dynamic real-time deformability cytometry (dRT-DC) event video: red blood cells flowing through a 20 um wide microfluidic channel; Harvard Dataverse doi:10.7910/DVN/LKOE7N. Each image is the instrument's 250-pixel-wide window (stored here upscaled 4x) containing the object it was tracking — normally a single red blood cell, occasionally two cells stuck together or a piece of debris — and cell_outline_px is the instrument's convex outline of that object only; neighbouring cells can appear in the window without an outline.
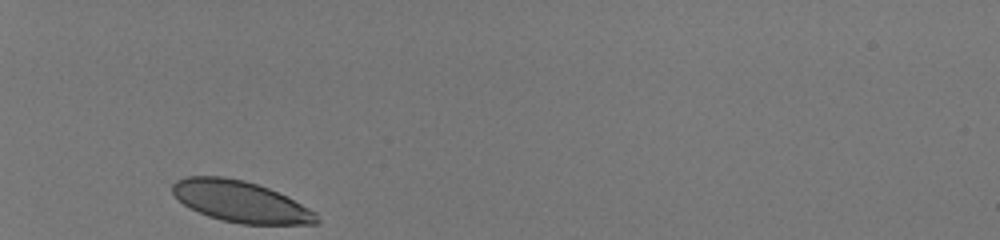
{"species": "human", "species_latin": "Homo sapiens", "temperature_condition": "room temperature", "stored_images_in_passage": 30, "camera_frame_rate_fps": 3000, "um_per_image_px": 0.085, "donor": {"sex": "male"}, "frame": {"image": 1, "passage_image": 1, "time_ms": 0.0, "image_size_px": [1000, 240], "cell_outline_px": [[320, 224], [240, 224], [208, 216], [184, 204], [172, 192], [172, 184], [176, 180], [188, 176], [224, 176], [244, 180], [268, 188], [316, 212], [320, 220]], "centroid_in_image_um": [20.45, 17.13], "position_along_channel_um": 64.5, "area_um2": 34.22}}
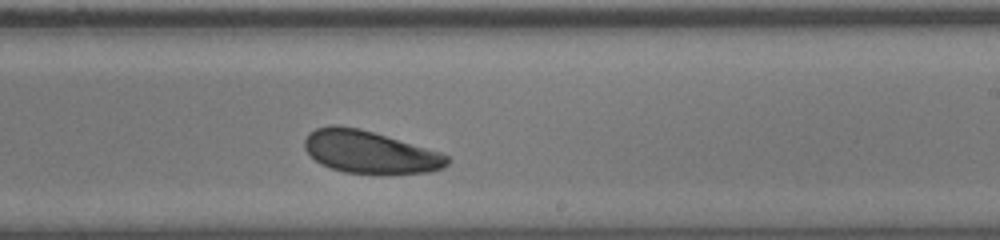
{"frame": {"image": 2, "passage_image": 18, "time_ms": 5.667, "image_size_px": [1000, 240], "cell_outline_px": [[452, 160], [444, 168], [428, 172], [384, 176], [344, 172], [320, 164], [304, 148], [304, 140], [308, 132], [316, 128], [332, 124], [336, 124], [360, 128], [444, 152]], "centroid_in_image_um": [31.49, 12.94], "position_along_channel_um": 257.5, "area_um2": 36.47}}
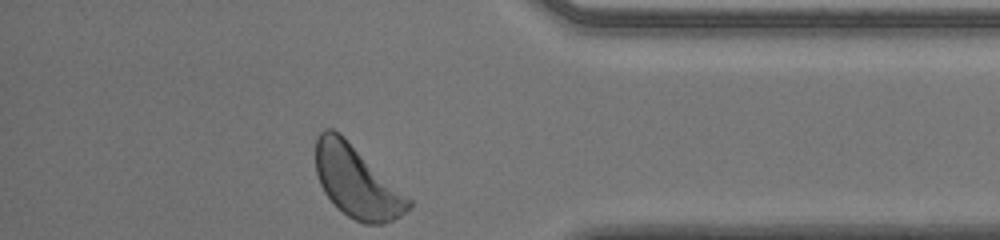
{"frame": {"image": 3, "passage_image": 30, "time_ms": 9.667, "image_size_px": [1000, 240], "cell_outline_px": [[412, 204], [400, 216], [384, 224], [364, 224], [348, 216], [324, 192], [320, 184], [316, 172], [316, 136], [324, 128], [332, 128], [340, 132], [412, 200]], "centroid_in_image_um": [30.31, 15.41], "position_along_channel_um": 404.9, "area_um2": 38.49}, "authors_computed_cell_mechanics": {"area_um2": 36.2695, "velocity_mm_per_s": 3.9229, "shape_relaxation_time_tau1_ms": 1.8092, "shape_relaxation_time_tau2_ms": null, "deformation_change_tau1": 0.0562, "deformation_change_tau2": null}}